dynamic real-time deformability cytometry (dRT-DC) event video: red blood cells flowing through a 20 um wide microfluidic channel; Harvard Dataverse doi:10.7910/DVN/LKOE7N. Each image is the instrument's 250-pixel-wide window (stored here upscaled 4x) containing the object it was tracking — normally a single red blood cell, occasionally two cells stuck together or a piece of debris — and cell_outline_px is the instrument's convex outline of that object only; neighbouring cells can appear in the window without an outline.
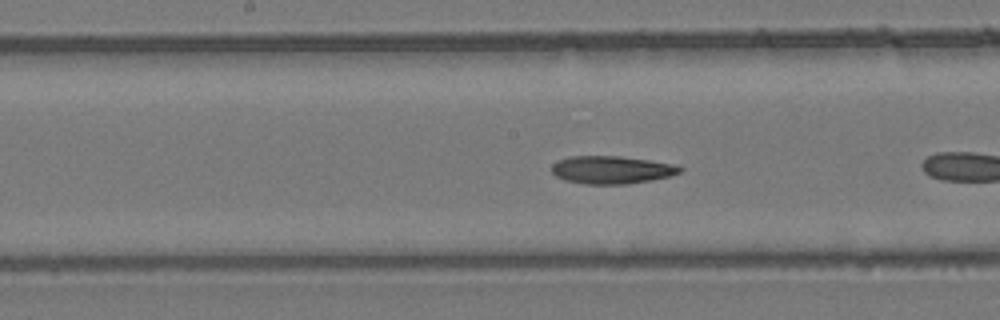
{"species": "common noctule bat (a hibernating species)", "species_latin": "Nyctalus noctula", "temperature_condition": "room temperature", "stored_images_in_passage": 12, "camera_frame_rate_fps": 3000, "um_per_image_px": 0.085, "animal": {"sex": "female", "body_mass_g": 24.6, "forearm_length_mm": 56.2}, "frame": {"image": 1, "passage_image": 10, "time_ms": 3.0, "image_size_px": [1000, 320], "cell_outline_px": [[684, 168], [680, 172], [672, 176], [652, 180], [628, 184], [584, 184], [564, 180], [556, 176], [552, 172], [552, 164], [568, 156], [620, 156], [680, 164]], "centroid_in_image_um": [52.05, 14.43], "position_along_channel_um": 196.1, "area_um2": 21.1}}